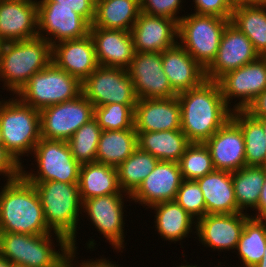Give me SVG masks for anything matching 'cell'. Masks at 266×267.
I'll list each match as a JSON object with an SVG mask.
<instances>
[{
	"instance_id": "cell-52",
	"label": "cell",
	"mask_w": 266,
	"mask_h": 267,
	"mask_svg": "<svg viewBox=\"0 0 266 267\" xmlns=\"http://www.w3.org/2000/svg\"><path fill=\"white\" fill-rule=\"evenodd\" d=\"M176 267H198L196 264L195 265H188L187 263L185 264V265H183L182 263H181V265H179V266H176Z\"/></svg>"
},
{
	"instance_id": "cell-57",
	"label": "cell",
	"mask_w": 266,
	"mask_h": 267,
	"mask_svg": "<svg viewBox=\"0 0 266 267\" xmlns=\"http://www.w3.org/2000/svg\"><path fill=\"white\" fill-rule=\"evenodd\" d=\"M3 99H5V98H2V100L0 99V100H1V101H0V105H1V104L4 102V100H3Z\"/></svg>"
},
{
	"instance_id": "cell-27",
	"label": "cell",
	"mask_w": 266,
	"mask_h": 267,
	"mask_svg": "<svg viewBox=\"0 0 266 267\" xmlns=\"http://www.w3.org/2000/svg\"><path fill=\"white\" fill-rule=\"evenodd\" d=\"M149 208L156 214L154 223L158 234L166 241L184 240L196 230L197 220L175 201L156 203Z\"/></svg>"
},
{
	"instance_id": "cell-6",
	"label": "cell",
	"mask_w": 266,
	"mask_h": 267,
	"mask_svg": "<svg viewBox=\"0 0 266 267\" xmlns=\"http://www.w3.org/2000/svg\"><path fill=\"white\" fill-rule=\"evenodd\" d=\"M40 139V110L23 103L17 96L4 99L0 105V141L20 166L21 157L32 155Z\"/></svg>"
},
{
	"instance_id": "cell-56",
	"label": "cell",
	"mask_w": 266,
	"mask_h": 267,
	"mask_svg": "<svg viewBox=\"0 0 266 267\" xmlns=\"http://www.w3.org/2000/svg\"><path fill=\"white\" fill-rule=\"evenodd\" d=\"M13 267H27V266L13 265Z\"/></svg>"
},
{
	"instance_id": "cell-31",
	"label": "cell",
	"mask_w": 266,
	"mask_h": 267,
	"mask_svg": "<svg viewBox=\"0 0 266 267\" xmlns=\"http://www.w3.org/2000/svg\"><path fill=\"white\" fill-rule=\"evenodd\" d=\"M137 147V133L134 127L116 131L102 130L96 161L117 168Z\"/></svg>"
},
{
	"instance_id": "cell-24",
	"label": "cell",
	"mask_w": 266,
	"mask_h": 267,
	"mask_svg": "<svg viewBox=\"0 0 266 267\" xmlns=\"http://www.w3.org/2000/svg\"><path fill=\"white\" fill-rule=\"evenodd\" d=\"M98 65L127 69L135 55L130 31L90 27Z\"/></svg>"
},
{
	"instance_id": "cell-5",
	"label": "cell",
	"mask_w": 266,
	"mask_h": 267,
	"mask_svg": "<svg viewBox=\"0 0 266 267\" xmlns=\"http://www.w3.org/2000/svg\"><path fill=\"white\" fill-rule=\"evenodd\" d=\"M36 188L41 200L48 229L62 235L76 247V234L79 215L82 214V201L78 183L56 181L30 182ZM80 213V214H79Z\"/></svg>"
},
{
	"instance_id": "cell-16",
	"label": "cell",
	"mask_w": 266,
	"mask_h": 267,
	"mask_svg": "<svg viewBox=\"0 0 266 267\" xmlns=\"http://www.w3.org/2000/svg\"><path fill=\"white\" fill-rule=\"evenodd\" d=\"M250 39L234 24L224 28L216 58L205 70L208 80H217L223 74L238 69L259 58Z\"/></svg>"
},
{
	"instance_id": "cell-23",
	"label": "cell",
	"mask_w": 266,
	"mask_h": 267,
	"mask_svg": "<svg viewBox=\"0 0 266 267\" xmlns=\"http://www.w3.org/2000/svg\"><path fill=\"white\" fill-rule=\"evenodd\" d=\"M52 62L83 82L99 65L91 36L52 45Z\"/></svg>"
},
{
	"instance_id": "cell-26",
	"label": "cell",
	"mask_w": 266,
	"mask_h": 267,
	"mask_svg": "<svg viewBox=\"0 0 266 267\" xmlns=\"http://www.w3.org/2000/svg\"><path fill=\"white\" fill-rule=\"evenodd\" d=\"M204 196L206 214L239 213L236 203L232 173L214 170L195 180Z\"/></svg>"
},
{
	"instance_id": "cell-12",
	"label": "cell",
	"mask_w": 266,
	"mask_h": 267,
	"mask_svg": "<svg viewBox=\"0 0 266 267\" xmlns=\"http://www.w3.org/2000/svg\"><path fill=\"white\" fill-rule=\"evenodd\" d=\"M216 81L226 105L232 111L246 110L266 90V57L260 56L254 62L223 74ZM236 97L239 102L232 105L231 101Z\"/></svg>"
},
{
	"instance_id": "cell-42",
	"label": "cell",
	"mask_w": 266,
	"mask_h": 267,
	"mask_svg": "<svg viewBox=\"0 0 266 267\" xmlns=\"http://www.w3.org/2000/svg\"><path fill=\"white\" fill-rule=\"evenodd\" d=\"M194 13L231 19L234 3L231 0H193Z\"/></svg>"
},
{
	"instance_id": "cell-45",
	"label": "cell",
	"mask_w": 266,
	"mask_h": 267,
	"mask_svg": "<svg viewBox=\"0 0 266 267\" xmlns=\"http://www.w3.org/2000/svg\"><path fill=\"white\" fill-rule=\"evenodd\" d=\"M76 253H77V246L71 247L68 257V267H120L119 265L112 263L113 261H110L109 259L104 257L103 258L101 257L100 259L96 258V260L94 261L92 259H89L88 261L87 259V261L84 260L81 263H79L78 260L76 261L74 259L76 257Z\"/></svg>"
},
{
	"instance_id": "cell-35",
	"label": "cell",
	"mask_w": 266,
	"mask_h": 267,
	"mask_svg": "<svg viewBox=\"0 0 266 267\" xmlns=\"http://www.w3.org/2000/svg\"><path fill=\"white\" fill-rule=\"evenodd\" d=\"M266 247V221L249 217L236 247L240 264L254 267L263 257ZM243 264V265H242Z\"/></svg>"
},
{
	"instance_id": "cell-30",
	"label": "cell",
	"mask_w": 266,
	"mask_h": 267,
	"mask_svg": "<svg viewBox=\"0 0 266 267\" xmlns=\"http://www.w3.org/2000/svg\"><path fill=\"white\" fill-rule=\"evenodd\" d=\"M138 147L156 157L159 161L179 162L190 144L182 130L161 132H139Z\"/></svg>"
},
{
	"instance_id": "cell-50",
	"label": "cell",
	"mask_w": 266,
	"mask_h": 267,
	"mask_svg": "<svg viewBox=\"0 0 266 267\" xmlns=\"http://www.w3.org/2000/svg\"><path fill=\"white\" fill-rule=\"evenodd\" d=\"M254 267H266V247H265V251H264V254H263V257L262 259L260 260V262L255 265Z\"/></svg>"
},
{
	"instance_id": "cell-34",
	"label": "cell",
	"mask_w": 266,
	"mask_h": 267,
	"mask_svg": "<svg viewBox=\"0 0 266 267\" xmlns=\"http://www.w3.org/2000/svg\"><path fill=\"white\" fill-rule=\"evenodd\" d=\"M232 173V182L238 210L247 213L257 207L265 180V167L245 166Z\"/></svg>"
},
{
	"instance_id": "cell-54",
	"label": "cell",
	"mask_w": 266,
	"mask_h": 267,
	"mask_svg": "<svg viewBox=\"0 0 266 267\" xmlns=\"http://www.w3.org/2000/svg\"><path fill=\"white\" fill-rule=\"evenodd\" d=\"M233 3H234V5H238V0H231Z\"/></svg>"
},
{
	"instance_id": "cell-22",
	"label": "cell",
	"mask_w": 266,
	"mask_h": 267,
	"mask_svg": "<svg viewBox=\"0 0 266 267\" xmlns=\"http://www.w3.org/2000/svg\"><path fill=\"white\" fill-rule=\"evenodd\" d=\"M134 129L139 132L181 130V109L176 97L138 99L134 108Z\"/></svg>"
},
{
	"instance_id": "cell-11",
	"label": "cell",
	"mask_w": 266,
	"mask_h": 267,
	"mask_svg": "<svg viewBox=\"0 0 266 267\" xmlns=\"http://www.w3.org/2000/svg\"><path fill=\"white\" fill-rule=\"evenodd\" d=\"M94 118V105L82 94L75 99L40 110L41 138L68 141Z\"/></svg>"
},
{
	"instance_id": "cell-38",
	"label": "cell",
	"mask_w": 266,
	"mask_h": 267,
	"mask_svg": "<svg viewBox=\"0 0 266 267\" xmlns=\"http://www.w3.org/2000/svg\"><path fill=\"white\" fill-rule=\"evenodd\" d=\"M178 163L183 180H197L215 170L205 143H190Z\"/></svg>"
},
{
	"instance_id": "cell-47",
	"label": "cell",
	"mask_w": 266,
	"mask_h": 267,
	"mask_svg": "<svg viewBox=\"0 0 266 267\" xmlns=\"http://www.w3.org/2000/svg\"><path fill=\"white\" fill-rule=\"evenodd\" d=\"M253 211H255L256 213L254 216L250 215V217L257 218V219L266 218V166H265V180H264L263 187L261 189L258 205Z\"/></svg>"
},
{
	"instance_id": "cell-36",
	"label": "cell",
	"mask_w": 266,
	"mask_h": 267,
	"mask_svg": "<svg viewBox=\"0 0 266 267\" xmlns=\"http://www.w3.org/2000/svg\"><path fill=\"white\" fill-rule=\"evenodd\" d=\"M158 159L139 147L117 167L121 191L131 195L152 172Z\"/></svg>"
},
{
	"instance_id": "cell-43",
	"label": "cell",
	"mask_w": 266,
	"mask_h": 267,
	"mask_svg": "<svg viewBox=\"0 0 266 267\" xmlns=\"http://www.w3.org/2000/svg\"><path fill=\"white\" fill-rule=\"evenodd\" d=\"M57 2V6L72 8L73 11L82 16L90 25L95 18L96 0H40Z\"/></svg>"
},
{
	"instance_id": "cell-13",
	"label": "cell",
	"mask_w": 266,
	"mask_h": 267,
	"mask_svg": "<svg viewBox=\"0 0 266 267\" xmlns=\"http://www.w3.org/2000/svg\"><path fill=\"white\" fill-rule=\"evenodd\" d=\"M127 197L131 199L129 194H110L92 197L82 202V212L87 214L92 225L103 234L114 250H119L118 252L125 247L123 214L126 208L124 198Z\"/></svg>"
},
{
	"instance_id": "cell-21",
	"label": "cell",
	"mask_w": 266,
	"mask_h": 267,
	"mask_svg": "<svg viewBox=\"0 0 266 267\" xmlns=\"http://www.w3.org/2000/svg\"><path fill=\"white\" fill-rule=\"evenodd\" d=\"M205 145L215 170L235 172L246 166L245 140L241 128L229 119Z\"/></svg>"
},
{
	"instance_id": "cell-39",
	"label": "cell",
	"mask_w": 266,
	"mask_h": 267,
	"mask_svg": "<svg viewBox=\"0 0 266 267\" xmlns=\"http://www.w3.org/2000/svg\"><path fill=\"white\" fill-rule=\"evenodd\" d=\"M136 104H109L94 107V118L102 130L116 131L134 127Z\"/></svg>"
},
{
	"instance_id": "cell-41",
	"label": "cell",
	"mask_w": 266,
	"mask_h": 267,
	"mask_svg": "<svg viewBox=\"0 0 266 267\" xmlns=\"http://www.w3.org/2000/svg\"><path fill=\"white\" fill-rule=\"evenodd\" d=\"M184 0H140L141 12L159 16L169 17L179 22L182 16H179V11L183 8ZM182 3V4H181Z\"/></svg>"
},
{
	"instance_id": "cell-33",
	"label": "cell",
	"mask_w": 266,
	"mask_h": 267,
	"mask_svg": "<svg viewBox=\"0 0 266 267\" xmlns=\"http://www.w3.org/2000/svg\"><path fill=\"white\" fill-rule=\"evenodd\" d=\"M231 119L244 135L246 166L265 167L266 139L262 124L245 110L232 111Z\"/></svg>"
},
{
	"instance_id": "cell-17",
	"label": "cell",
	"mask_w": 266,
	"mask_h": 267,
	"mask_svg": "<svg viewBox=\"0 0 266 267\" xmlns=\"http://www.w3.org/2000/svg\"><path fill=\"white\" fill-rule=\"evenodd\" d=\"M249 213L206 214L197 220L196 233L203 246L220 252L234 250L244 229Z\"/></svg>"
},
{
	"instance_id": "cell-7",
	"label": "cell",
	"mask_w": 266,
	"mask_h": 267,
	"mask_svg": "<svg viewBox=\"0 0 266 267\" xmlns=\"http://www.w3.org/2000/svg\"><path fill=\"white\" fill-rule=\"evenodd\" d=\"M82 94V82L51 62L34 73L16 96L25 104L41 110L77 98Z\"/></svg>"
},
{
	"instance_id": "cell-32",
	"label": "cell",
	"mask_w": 266,
	"mask_h": 267,
	"mask_svg": "<svg viewBox=\"0 0 266 267\" xmlns=\"http://www.w3.org/2000/svg\"><path fill=\"white\" fill-rule=\"evenodd\" d=\"M230 22L245 34L261 57H266V6L234 5Z\"/></svg>"
},
{
	"instance_id": "cell-25",
	"label": "cell",
	"mask_w": 266,
	"mask_h": 267,
	"mask_svg": "<svg viewBox=\"0 0 266 267\" xmlns=\"http://www.w3.org/2000/svg\"><path fill=\"white\" fill-rule=\"evenodd\" d=\"M162 68L176 94L199 86L205 79V69L179 44L164 50Z\"/></svg>"
},
{
	"instance_id": "cell-2",
	"label": "cell",
	"mask_w": 266,
	"mask_h": 267,
	"mask_svg": "<svg viewBox=\"0 0 266 267\" xmlns=\"http://www.w3.org/2000/svg\"><path fill=\"white\" fill-rule=\"evenodd\" d=\"M0 232L30 235L52 233L46 225L36 188L22 175L6 181L0 191Z\"/></svg>"
},
{
	"instance_id": "cell-3",
	"label": "cell",
	"mask_w": 266,
	"mask_h": 267,
	"mask_svg": "<svg viewBox=\"0 0 266 267\" xmlns=\"http://www.w3.org/2000/svg\"><path fill=\"white\" fill-rule=\"evenodd\" d=\"M54 237L57 245L53 242ZM55 246L60 248L56 251ZM70 248V243L56 233L30 235L0 232V256L13 265L68 267Z\"/></svg>"
},
{
	"instance_id": "cell-18",
	"label": "cell",
	"mask_w": 266,
	"mask_h": 267,
	"mask_svg": "<svg viewBox=\"0 0 266 267\" xmlns=\"http://www.w3.org/2000/svg\"><path fill=\"white\" fill-rule=\"evenodd\" d=\"M182 181L178 162L158 161L152 172L130 195V201L142 207L148 206L146 209L156 203L174 201Z\"/></svg>"
},
{
	"instance_id": "cell-44",
	"label": "cell",
	"mask_w": 266,
	"mask_h": 267,
	"mask_svg": "<svg viewBox=\"0 0 266 267\" xmlns=\"http://www.w3.org/2000/svg\"><path fill=\"white\" fill-rule=\"evenodd\" d=\"M3 176L5 181H10L18 178L21 175V166L12 158L5 150L4 145L0 141V176Z\"/></svg>"
},
{
	"instance_id": "cell-55",
	"label": "cell",
	"mask_w": 266,
	"mask_h": 267,
	"mask_svg": "<svg viewBox=\"0 0 266 267\" xmlns=\"http://www.w3.org/2000/svg\"><path fill=\"white\" fill-rule=\"evenodd\" d=\"M219 263V265H217V267H222V266H225V265H221V262H218ZM198 267H200V266H198ZM202 267V266H201ZM216 267V266H215ZM231 267V266H230Z\"/></svg>"
},
{
	"instance_id": "cell-46",
	"label": "cell",
	"mask_w": 266,
	"mask_h": 267,
	"mask_svg": "<svg viewBox=\"0 0 266 267\" xmlns=\"http://www.w3.org/2000/svg\"><path fill=\"white\" fill-rule=\"evenodd\" d=\"M245 111L256 119L266 118V90L258 95Z\"/></svg>"
},
{
	"instance_id": "cell-4",
	"label": "cell",
	"mask_w": 266,
	"mask_h": 267,
	"mask_svg": "<svg viewBox=\"0 0 266 267\" xmlns=\"http://www.w3.org/2000/svg\"><path fill=\"white\" fill-rule=\"evenodd\" d=\"M52 62V45L40 36L4 42L0 58V81L16 95L34 73Z\"/></svg>"
},
{
	"instance_id": "cell-14",
	"label": "cell",
	"mask_w": 266,
	"mask_h": 267,
	"mask_svg": "<svg viewBox=\"0 0 266 267\" xmlns=\"http://www.w3.org/2000/svg\"><path fill=\"white\" fill-rule=\"evenodd\" d=\"M37 6L38 36L51 45L64 40L80 39L89 34L91 25L72 8L57 6V2L38 0Z\"/></svg>"
},
{
	"instance_id": "cell-10",
	"label": "cell",
	"mask_w": 266,
	"mask_h": 267,
	"mask_svg": "<svg viewBox=\"0 0 266 267\" xmlns=\"http://www.w3.org/2000/svg\"><path fill=\"white\" fill-rule=\"evenodd\" d=\"M82 95L94 107L137 104L138 100L127 69L100 65L82 82Z\"/></svg>"
},
{
	"instance_id": "cell-1",
	"label": "cell",
	"mask_w": 266,
	"mask_h": 267,
	"mask_svg": "<svg viewBox=\"0 0 266 267\" xmlns=\"http://www.w3.org/2000/svg\"><path fill=\"white\" fill-rule=\"evenodd\" d=\"M181 109V130L190 143H205L229 119L226 105L215 80L205 79L199 86L177 94Z\"/></svg>"
},
{
	"instance_id": "cell-28",
	"label": "cell",
	"mask_w": 266,
	"mask_h": 267,
	"mask_svg": "<svg viewBox=\"0 0 266 267\" xmlns=\"http://www.w3.org/2000/svg\"><path fill=\"white\" fill-rule=\"evenodd\" d=\"M78 186L82 202L97 196L127 194L119 187L117 168L97 161L80 165Z\"/></svg>"
},
{
	"instance_id": "cell-49",
	"label": "cell",
	"mask_w": 266,
	"mask_h": 267,
	"mask_svg": "<svg viewBox=\"0 0 266 267\" xmlns=\"http://www.w3.org/2000/svg\"><path fill=\"white\" fill-rule=\"evenodd\" d=\"M0 267H13V264L6 258L0 256Z\"/></svg>"
},
{
	"instance_id": "cell-37",
	"label": "cell",
	"mask_w": 266,
	"mask_h": 267,
	"mask_svg": "<svg viewBox=\"0 0 266 267\" xmlns=\"http://www.w3.org/2000/svg\"><path fill=\"white\" fill-rule=\"evenodd\" d=\"M102 129L93 118L80 127L68 140L73 157L81 165L96 161L98 142Z\"/></svg>"
},
{
	"instance_id": "cell-9",
	"label": "cell",
	"mask_w": 266,
	"mask_h": 267,
	"mask_svg": "<svg viewBox=\"0 0 266 267\" xmlns=\"http://www.w3.org/2000/svg\"><path fill=\"white\" fill-rule=\"evenodd\" d=\"M32 154L37 170L27 171L24 164L21 166V175L28 182H79L80 164L73 157L68 141L41 138Z\"/></svg>"
},
{
	"instance_id": "cell-8",
	"label": "cell",
	"mask_w": 266,
	"mask_h": 267,
	"mask_svg": "<svg viewBox=\"0 0 266 267\" xmlns=\"http://www.w3.org/2000/svg\"><path fill=\"white\" fill-rule=\"evenodd\" d=\"M230 20L184 14L178 22V43L206 70L216 58L224 28Z\"/></svg>"
},
{
	"instance_id": "cell-19",
	"label": "cell",
	"mask_w": 266,
	"mask_h": 267,
	"mask_svg": "<svg viewBox=\"0 0 266 267\" xmlns=\"http://www.w3.org/2000/svg\"><path fill=\"white\" fill-rule=\"evenodd\" d=\"M36 36L37 0H0V40L12 42Z\"/></svg>"
},
{
	"instance_id": "cell-51",
	"label": "cell",
	"mask_w": 266,
	"mask_h": 267,
	"mask_svg": "<svg viewBox=\"0 0 266 267\" xmlns=\"http://www.w3.org/2000/svg\"><path fill=\"white\" fill-rule=\"evenodd\" d=\"M257 120L262 124L264 134H265V139H266V118L257 119Z\"/></svg>"
},
{
	"instance_id": "cell-29",
	"label": "cell",
	"mask_w": 266,
	"mask_h": 267,
	"mask_svg": "<svg viewBox=\"0 0 266 267\" xmlns=\"http://www.w3.org/2000/svg\"><path fill=\"white\" fill-rule=\"evenodd\" d=\"M140 13V0H96L90 27L131 31Z\"/></svg>"
},
{
	"instance_id": "cell-48",
	"label": "cell",
	"mask_w": 266,
	"mask_h": 267,
	"mask_svg": "<svg viewBox=\"0 0 266 267\" xmlns=\"http://www.w3.org/2000/svg\"><path fill=\"white\" fill-rule=\"evenodd\" d=\"M238 5L266 6V0H238Z\"/></svg>"
},
{
	"instance_id": "cell-53",
	"label": "cell",
	"mask_w": 266,
	"mask_h": 267,
	"mask_svg": "<svg viewBox=\"0 0 266 267\" xmlns=\"http://www.w3.org/2000/svg\"><path fill=\"white\" fill-rule=\"evenodd\" d=\"M3 44H4V42L2 40H0V58H1V51H2Z\"/></svg>"
},
{
	"instance_id": "cell-15",
	"label": "cell",
	"mask_w": 266,
	"mask_h": 267,
	"mask_svg": "<svg viewBox=\"0 0 266 267\" xmlns=\"http://www.w3.org/2000/svg\"><path fill=\"white\" fill-rule=\"evenodd\" d=\"M127 71L138 99H167L177 96L162 68L161 52H135Z\"/></svg>"
},
{
	"instance_id": "cell-40",
	"label": "cell",
	"mask_w": 266,
	"mask_h": 267,
	"mask_svg": "<svg viewBox=\"0 0 266 267\" xmlns=\"http://www.w3.org/2000/svg\"><path fill=\"white\" fill-rule=\"evenodd\" d=\"M174 201L196 220L206 215L205 199L195 180H183Z\"/></svg>"
},
{
	"instance_id": "cell-20",
	"label": "cell",
	"mask_w": 266,
	"mask_h": 267,
	"mask_svg": "<svg viewBox=\"0 0 266 267\" xmlns=\"http://www.w3.org/2000/svg\"><path fill=\"white\" fill-rule=\"evenodd\" d=\"M135 52H163L178 43V22L141 12L131 29Z\"/></svg>"
}]
</instances>
